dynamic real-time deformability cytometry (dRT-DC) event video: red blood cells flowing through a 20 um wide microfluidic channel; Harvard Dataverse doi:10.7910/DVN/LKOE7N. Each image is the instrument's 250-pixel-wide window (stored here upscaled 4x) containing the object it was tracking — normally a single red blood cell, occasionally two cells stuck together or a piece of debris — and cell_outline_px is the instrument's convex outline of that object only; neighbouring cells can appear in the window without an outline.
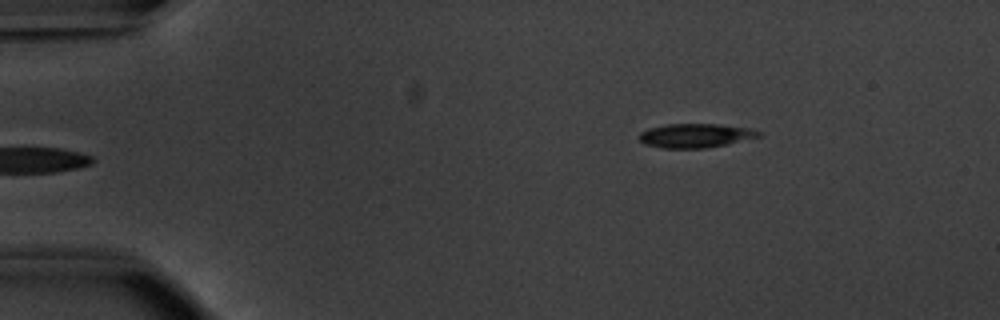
{"species": "common noctule bat (a hibernating species)", "species_latin": "Nyctalus noctula", "temperature_condition": "warm", "stored_images_in_passage": 45, "camera_frame_rate_fps": 3000, "um_per_image_px": 0.085, "animal": {"sex": "male", "body_mass_g": 20.1, "forearm_length_mm": 53.5}, "frame": {"image": 1, "passage_image": 1, "time_ms": 0.0, "image_size_px": [1000, 320], "cell_outline_px": [[760, 136], [724, 144], [704, 148], [664, 148], [644, 144], [636, 136], [640, 132], [648, 128], [668, 124], [716, 124], [748, 128], [760, 132]], "centroid_in_image_um": [59.01, 11.52], "position_along_channel_um": 26.0, "area_um2": 16.47}}
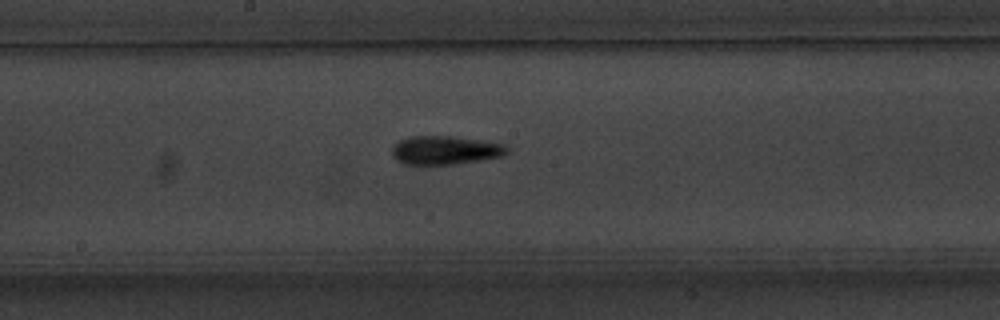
{"frame": {"image": 2, "passage_image": 21, "time_ms": 6.667, "image_size_px": [1000, 320], "cell_outline_px": [[508, 152], [504, 156], [480, 160], [452, 164], [404, 164], [396, 160], [392, 156], [392, 148], [400, 140], [412, 136], [448, 136], [480, 140], [504, 144], [508, 148]], "centroid_in_image_um": [37.84, 12.77], "position_along_channel_um": 210.4, "area_um2": 19.02}}
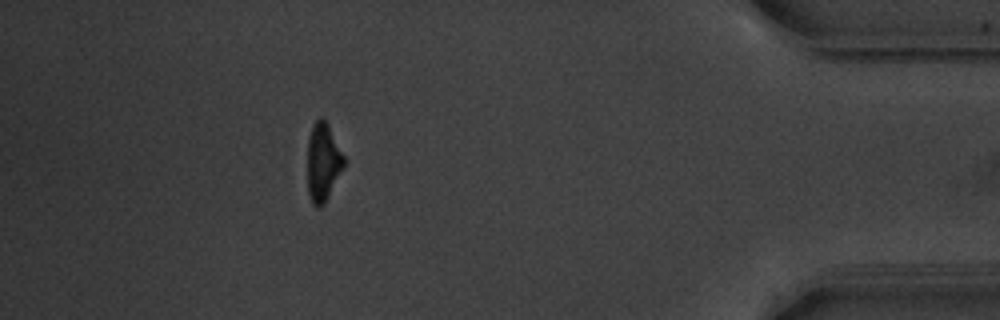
{"frame": {"image": 3, "passage_image": 40, "time_ms": 13.0, "image_size_px": [1000, 320], "cell_outline_px": [[344, 164], [324, 204], [320, 208], [316, 208], [312, 204], [308, 192], [308, 140], [312, 124], [320, 116], [328, 124], [344, 156]], "centroid_in_image_um": [27.43, 13.78], "position_along_channel_um": 407.8, "area_um2": 16.36}, "authors_computed_cell_mechanics": {"area_um2": 17.34, "velocity_mm_per_s": 3.849, "shape_relaxation_time_tau1_ms": 3.4523, "shape_relaxation_time_tau2_ms": 4.1112, "deformation_change_tau1": 0.1868, "deformation_change_tau2": 0.1481}}